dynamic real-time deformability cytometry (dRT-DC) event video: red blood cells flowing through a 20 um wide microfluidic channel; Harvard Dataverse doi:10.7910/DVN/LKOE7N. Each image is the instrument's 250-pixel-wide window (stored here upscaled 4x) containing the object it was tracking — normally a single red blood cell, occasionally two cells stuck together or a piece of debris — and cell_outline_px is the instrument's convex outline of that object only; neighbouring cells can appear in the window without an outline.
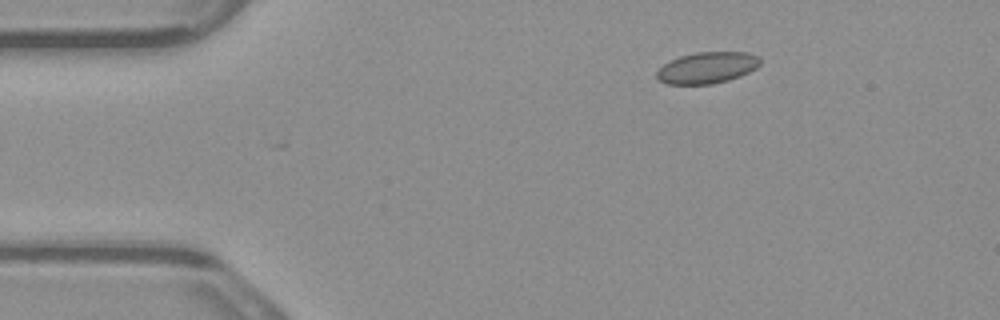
{"species": "common noctule bat (a hibernating species)", "species_latin": "Nyctalus noctula", "temperature_condition": "warm", "stored_images_in_passage": 2, "camera_frame_rate_fps": 3000, "um_per_image_px": 0.085, "animal": {"sex": "male", "body_mass_g": 23.1, "forearm_length_mm": 52.7}, "frame": {"image": 1, "passage_image": 1, "time_ms": 0.0, "image_size_px": [1000, 320], "cell_outline_px": [[760, 64], [756, 68], [740, 76], [728, 80], [712, 84], [668, 84], [656, 80], [656, 72], [664, 64], [680, 56], [696, 52], [748, 52], [760, 56]], "centroid_in_image_um": [60.11, 5.75], "position_along_channel_um": 24.9, "area_um2": 18.96}}